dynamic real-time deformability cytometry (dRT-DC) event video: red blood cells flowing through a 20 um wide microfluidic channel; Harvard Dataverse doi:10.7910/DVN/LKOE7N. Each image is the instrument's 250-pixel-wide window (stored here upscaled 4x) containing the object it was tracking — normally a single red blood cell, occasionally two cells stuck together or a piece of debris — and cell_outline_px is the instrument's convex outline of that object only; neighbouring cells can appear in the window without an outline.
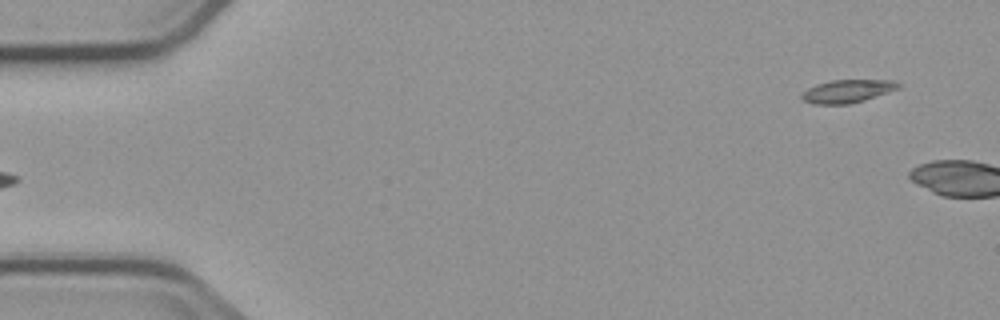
{"species": "common noctule bat (a hibernating species)", "species_latin": "Nyctalus noctula", "temperature_condition": "cold", "stored_images_in_passage": 5, "segment_of_instrument_passage": [2, 2], "camera_frame_rate_fps": 3000, "um_per_image_px": 0.085, "animal": {"sex": "male", "body_mass_g": 23.1, "forearm_length_mm": 52.7}, "frame": {"image": 1, "passage_image": 5, "time_ms": 4.667, "image_size_px": [1000, 320], "cell_outline_px": [[900, 88], [864, 100], [848, 104], [812, 104], [804, 100], [800, 96], [808, 88], [816, 84], [832, 80], [892, 80], [900, 84]], "centroid_in_image_um": [72.02, 7.75], "position_along_channel_um": 13.0, "area_um2": 12.83}}